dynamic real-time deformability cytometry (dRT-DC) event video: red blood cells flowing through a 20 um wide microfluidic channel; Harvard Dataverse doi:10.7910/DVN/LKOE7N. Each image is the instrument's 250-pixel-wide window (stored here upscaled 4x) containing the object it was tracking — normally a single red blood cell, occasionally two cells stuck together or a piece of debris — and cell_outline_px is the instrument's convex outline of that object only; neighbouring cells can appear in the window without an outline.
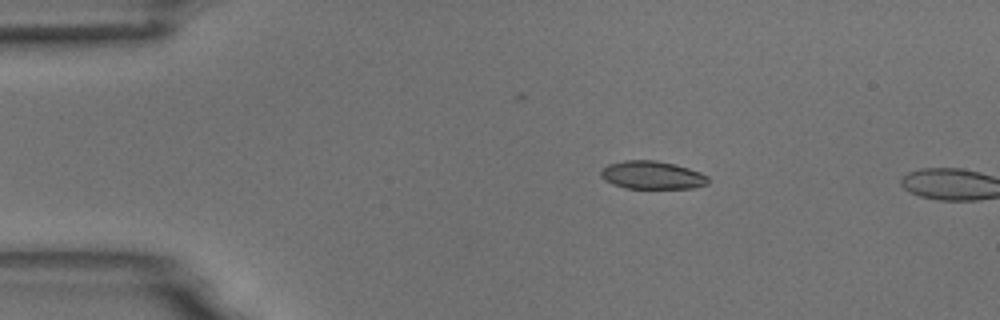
{"species": "common noctule bat (a hibernating species)", "species_latin": "Nyctalus noctula", "temperature_condition": "room temperature", "stored_images_in_passage": 3, "camera_frame_rate_fps": 3000, "um_per_image_px": 0.085, "animal": {"sex": "male", "body_mass_g": 18.8}, "frame": {"image": 1, "passage_image": 2, "time_ms": 0.333, "image_size_px": [1000, 320], "cell_outline_px": [[708, 184], [692, 188], [624, 188], [612, 184], [604, 180], [600, 176], [600, 172], [608, 164], [624, 160], [656, 160], [676, 164], [700, 172], [708, 176]], "centroid_in_image_um": [55.42, 14.88], "position_along_channel_um": 29.6, "area_um2": 17.63}}